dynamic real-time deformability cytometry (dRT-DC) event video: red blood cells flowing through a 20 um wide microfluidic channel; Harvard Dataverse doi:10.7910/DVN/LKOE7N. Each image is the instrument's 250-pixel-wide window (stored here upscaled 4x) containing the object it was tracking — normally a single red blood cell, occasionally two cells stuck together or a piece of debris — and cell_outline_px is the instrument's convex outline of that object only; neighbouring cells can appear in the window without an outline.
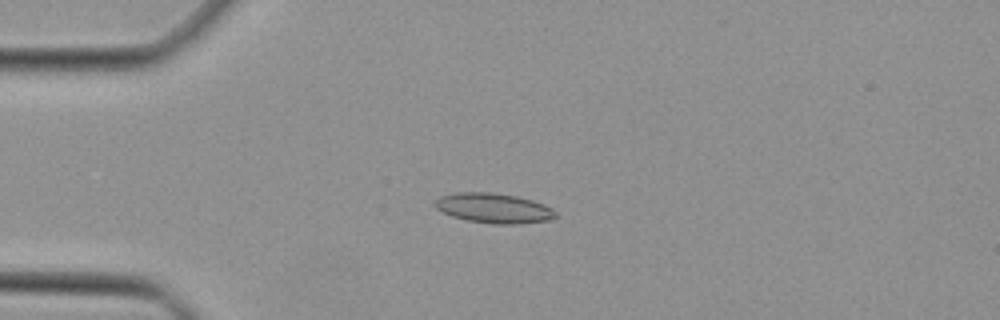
{"species": "Egyptian fruit bat (a non-hibernating species)", "species_latin": "Rousettus aegyptiacus", "temperature_condition": "cold", "stored_images_in_passage": 37, "camera_frame_rate_fps": 3000, "um_per_image_px": 0.085, "animal": {"sex": "female"}, "frame": {"image": 1, "passage_image": 2, "time_ms": 0.333, "image_size_px": [1000, 320], "cell_outline_px": [[556, 216], [552, 220], [520, 224], [492, 224], [468, 220], [452, 216], [436, 208], [432, 204], [440, 196], [456, 192], [492, 192], [516, 196], [532, 200], [544, 204], [552, 208], [556, 212]], "centroid_in_image_um": [41.98, 17.69], "position_along_channel_um": 43.0, "area_um2": 21.15}}
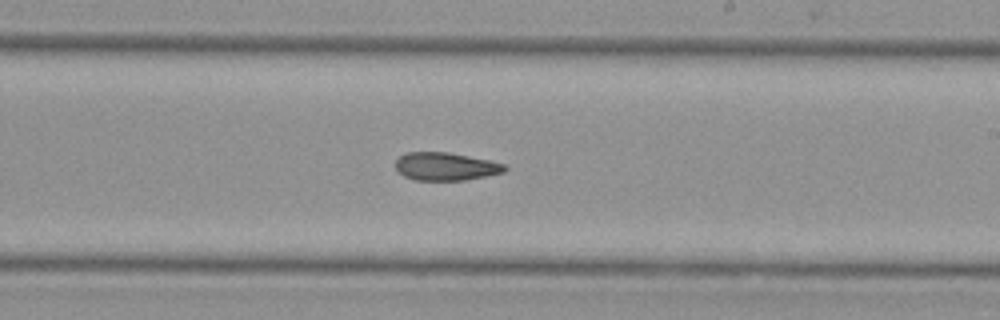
{"frame": {"image": 2, "passage_image": 18, "time_ms": 5.667, "image_size_px": [1000, 320], "cell_outline_px": [[508, 168], [504, 172], [488, 176], [464, 180], [412, 180], [396, 172], [396, 160], [400, 156], [408, 152], [448, 152], [488, 160], [504, 164]], "centroid_in_image_um": [37.86, 14.16], "position_along_channel_um": 251.1, "area_um2": 17.86}}
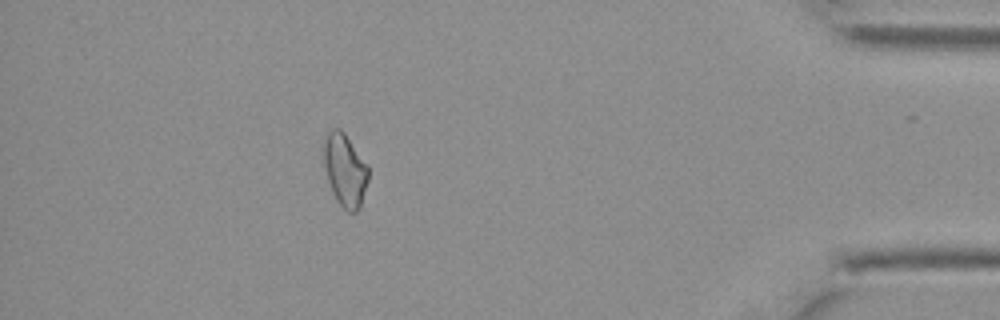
{"frame": {"image": 3, "passage_image": 32, "time_ms": 10.333, "image_size_px": [1000, 320], "cell_outline_px": [[368, 180], [360, 208], [356, 212], [348, 212], [336, 200], [332, 192], [320, 156], [320, 148], [328, 132], [332, 128], [340, 128], [344, 132], [368, 164]], "centroid_in_image_um": [29.28, 14.41], "position_along_channel_um": 405.9, "area_um2": 19.48}}